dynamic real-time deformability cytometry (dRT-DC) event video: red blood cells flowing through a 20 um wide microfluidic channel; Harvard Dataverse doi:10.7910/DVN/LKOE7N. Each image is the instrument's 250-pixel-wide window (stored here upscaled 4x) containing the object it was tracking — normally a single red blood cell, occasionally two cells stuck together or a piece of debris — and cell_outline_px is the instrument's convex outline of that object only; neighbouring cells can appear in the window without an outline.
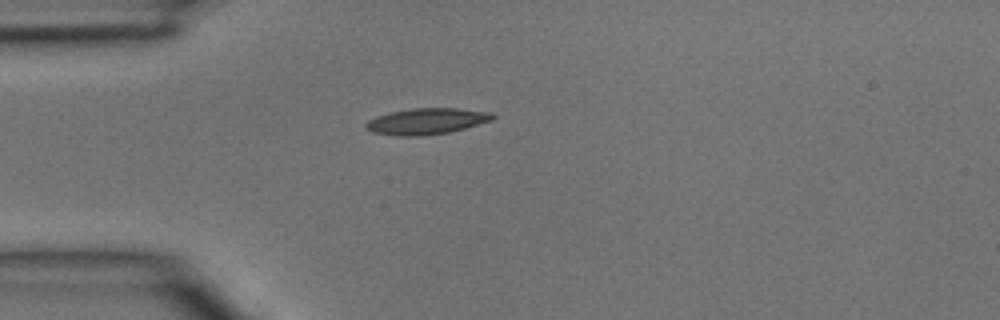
{"species": "common noctule bat (a hibernating species)", "species_latin": "Nyctalus noctula", "temperature_condition": "room temperature", "stored_images_in_passage": 1, "camera_frame_rate_fps": 3000, "um_per_image_px": 0.085, "animal": {"sex": "male", "body_mass_g": 15.6}, "frame": {"image": 1, "passage_image": 1, "time_ms": 0.0, "image_size_px": [1000, 320], "cell_outline_px": [[496, 116], [492, 120], [464, 128], [448, 132], [420, 136], [396, 136], [372, 132], [364, 128], [364, 124], [368, 120], [376, 116], [392, 112], [412, 108], [456, 108], [492, 112]], "centroid_in_image_um": [36.23, 10.31], "position_along_channel_um": 48.8, "area_um2": 19.31}}